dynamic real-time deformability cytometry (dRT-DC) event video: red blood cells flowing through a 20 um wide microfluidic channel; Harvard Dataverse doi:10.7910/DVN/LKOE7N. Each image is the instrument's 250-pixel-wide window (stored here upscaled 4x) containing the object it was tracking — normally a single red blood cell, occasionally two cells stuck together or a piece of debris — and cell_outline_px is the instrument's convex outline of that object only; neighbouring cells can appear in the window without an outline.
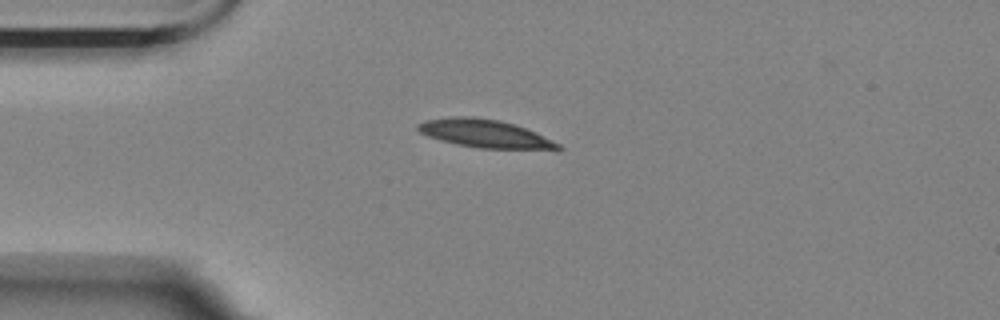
{"species": "Egyptian fruit bat (a non-hibernating species)", "species_latin": "Rousettus aegyptiacus", "temperature_condition": "room temperature", "stored_images_in_passage": 36, "camera_frame_rate_fps": 3000, "um_per_image_px": 0.085, "animal": {"sex": "female"}, "frame": {"image": 1, "passage_image": 1, "time_ms": 0.0, "image_size_px": [1000, 320], "cell_outline_px": [[564, 148], [480, 148], [456, 144], [440, 140], [428, 136], [420, 132], [416, 128], [416, 124], [424, 120], [452, 116], [472, 116], [500, 120], [524, 128], [560, 144]], "centroid_in_image_um": [41.07, 11.32], "position_along_channel_um": 43.9, "area_um2": 22.37}}
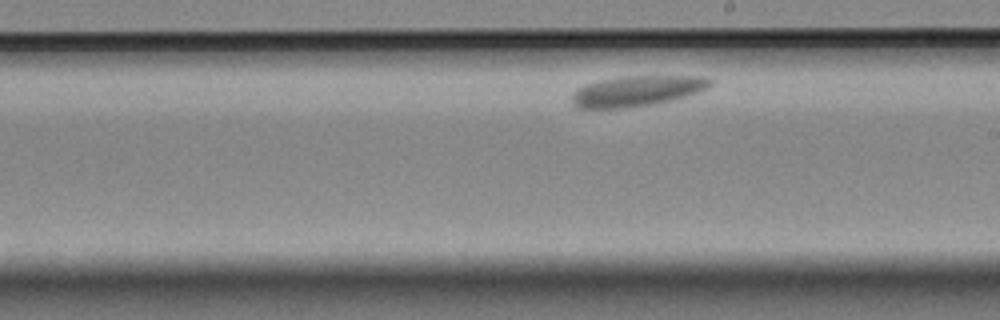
{"frame": {"image": 2, "passage_image": 21, "time_ms": 6.667, "image_size_px": [1000, 320], "cell_outline_px": [[712, 84], [708, 88], [676, 100], [660, 104], [628, 108], [576, 108], [572, 104], [572, 92], [576, 88], [584, 84], [596, 80], [620, 76], [704, 76], [712, 80]], "centroid_in_image_um": [54.12, 7.74], "position_along_channel_um": 234.9, "area_um2": 25.32}}
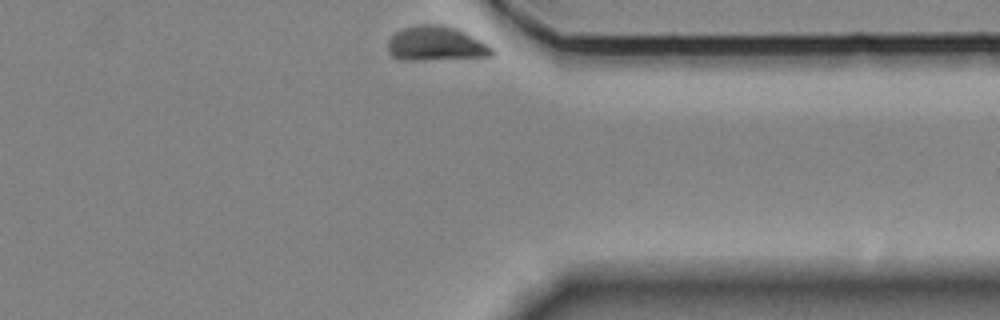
{"frame": {"image": 3, "passage_image": 36, "time_ms": 11.667, "image_size_px": [1000, 320], "cell_outline_px": [[496, 56], [416, 60], [400, 60], [392, 56], [388, 52], [388, 40], [396, 32], [404, 28], [420, 24], [444, 24], [456, 28], [484, 40], [496, 48]], "centroid_in_image_um": [37.14, 3.71], "position_along_channel_um": 374.3, "area_um2": 21.44}, "authors_computed_cell_mechanics": {"area_um2": 24.3627, "velocity_mm_per_s": 2.9757, "shape_relaxation_time_tau1_ms": 2.7317, "shape_relaxation_time_tau2_ms": null, "deformation_change_tau1": 0.0699, "deformation_change_tau2": null}}